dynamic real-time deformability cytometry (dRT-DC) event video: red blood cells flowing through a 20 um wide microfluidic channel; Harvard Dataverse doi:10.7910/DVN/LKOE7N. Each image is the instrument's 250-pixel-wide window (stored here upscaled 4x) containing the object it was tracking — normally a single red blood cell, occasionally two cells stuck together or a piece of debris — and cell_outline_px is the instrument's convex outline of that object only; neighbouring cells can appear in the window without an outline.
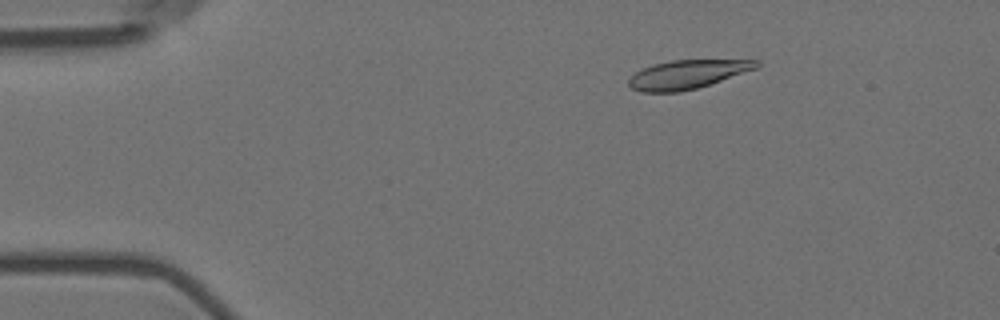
{"species": "Egyptian fruit bat (a non-hibernating species)", "species_latin": "Rousettus aegyptiacus", "temperature_condition": "room temperature", "stored_images_in_passage": 5, "camera_frame_rate_fps": 3000, "um_per_image_px": 0.085, "animal": {"sex": "female"}, "frame": {"image": 1, "passage_image": 2, "time_ms": 0.333, "image_size_px": [1000, 320], "cell_outline_px": [[760, 64], [756, 68], [696, 88], [680, 92], [640, 92], [632, 88], [628, 84], [628, 80], [636, 72], [652, 64], [672, 60], [760, 60]], "centroid_in_image_um": [58.38, 6.32], "position_along_channel_um": 26.6, "area_um2": 21.04}}